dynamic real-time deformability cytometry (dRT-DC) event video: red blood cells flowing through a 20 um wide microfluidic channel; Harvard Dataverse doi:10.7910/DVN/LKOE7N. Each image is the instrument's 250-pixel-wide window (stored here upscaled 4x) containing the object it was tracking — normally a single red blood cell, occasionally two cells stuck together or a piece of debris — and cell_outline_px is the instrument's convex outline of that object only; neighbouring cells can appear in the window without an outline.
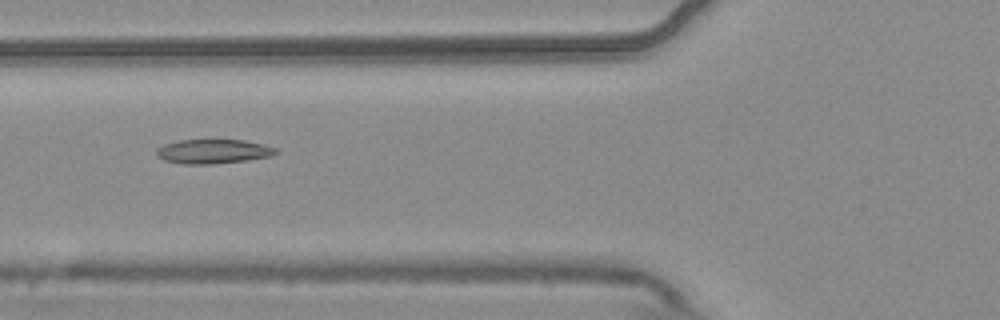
{"species": "common noctule bat (a hibernating species)", "species_latin": "Nyctalus noctula", "temperature_condition": "warm", "stored_images_in_passage": 7, "camera_frame_rate_fps": 3000, "um_per_image_px": 0.085, "animal": {"sex": "male", "body_mass_g": 20.4}, "frame": {"image": 1, "passage_image": 6, "time_ms": 1.667, "image_size_px": [1000, 320], "cell_outline_px": [[280, 152], [272, 156], [248, 160], [212, 164], [180, 164], [164, 160], [156, 156], [156, 148], [164, 144], [180, 140], [244, 140], [264, 144], [276, 148]], "centroid_in_image_um": [18.13, 12.87], "position_along_channel_um": 107.7, "area_um2": 17.11}}
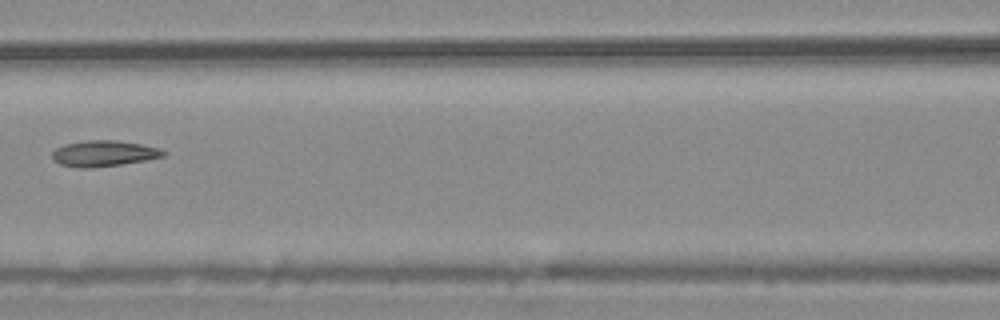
{"frame": {"image": 2, "passage_image": 7, "time_ms": 2.0, "image_size_px": [1000, 320], "cell_outline_px": [[168, 152], [164, 156], [148, 160], [92, 168], [80, 168], [60, 164], [52, 160], [52, 152], [56, 148], [64, 144], [88, 140], [116, 140], [140, 144], [160, 148]], "centroid_in_image_um": [8.83, 13.04], "position_along_channel_um": 157.8, "area_um2": 16.88}}